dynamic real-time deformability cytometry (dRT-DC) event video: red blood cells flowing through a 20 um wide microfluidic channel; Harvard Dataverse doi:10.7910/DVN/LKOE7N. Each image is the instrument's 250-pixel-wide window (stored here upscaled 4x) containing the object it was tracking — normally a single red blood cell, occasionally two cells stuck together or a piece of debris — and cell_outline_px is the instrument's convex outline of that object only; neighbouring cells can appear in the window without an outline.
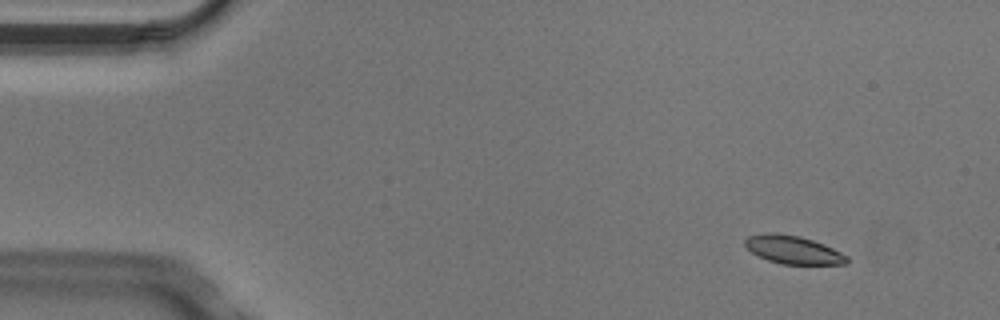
{"species": "Egyptian fruit bat (a non-hibernating species)", "species_latin": "Rousettus aegyptiacus", "temperature_condition": "cold", "stored_images_in_passage": 6, "camera_frame_rate_fps": 3000, "um_per_image_px": 0.085, "animal": {"sex": "male"}, "frame": {"image": 1, "passage_image": 2, "time_ms": 0.333, "image_size_px": [1000, 320], "cell_outline_px": [[848, 264], [780, 264], [768, 260], [752, 252], [744, 244], [744, 240], [748, 236], [764, 232], [776, 232], [800, 236], [824, 244], [848, 256]], "centroid_in_image_um": [67.4, 21.22], "position_along_channel_um": 17.6, "area_um2": 16.76}}